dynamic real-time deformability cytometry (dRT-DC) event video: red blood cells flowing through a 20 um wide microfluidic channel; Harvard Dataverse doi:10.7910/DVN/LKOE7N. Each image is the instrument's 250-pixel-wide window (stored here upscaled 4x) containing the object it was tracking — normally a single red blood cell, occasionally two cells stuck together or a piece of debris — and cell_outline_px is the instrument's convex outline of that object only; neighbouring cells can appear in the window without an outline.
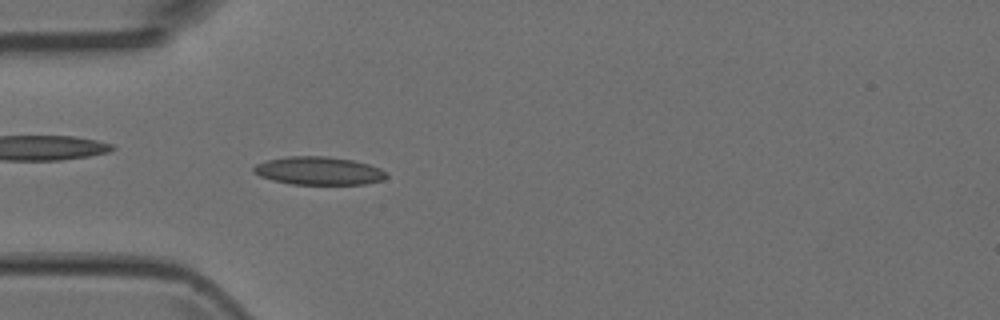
{"species": "Egyptian fruit bat (a non-hibernating species)", "species_latin": "Rousettus aegyptiacus", "temperature_condition": "room temperature", "stored_images_in_passage": 5, "camera_frame_rate_fps": 3000, "um_per_image_px": 0.085, "animal": {"sex": "female"}, "frame": {"image": 1, "passage_image": 5, "time_ms": 1.333, "image_size_px": [1000, 320], "cell_outline_px": [[388, 176], [384, 180], [364, 184], [292, 184], [272, 180], [260, 176], [252, 172], [252, 168], [256, 164], [268, 160], [288, 156], [324, 156], [352, 160], [368, 164], [380, 168], [388, 172]], "centroid_in_image_um": [27.1, 14.52], "position_along_channel_um": 57.9, "area_um2": 21.79}}